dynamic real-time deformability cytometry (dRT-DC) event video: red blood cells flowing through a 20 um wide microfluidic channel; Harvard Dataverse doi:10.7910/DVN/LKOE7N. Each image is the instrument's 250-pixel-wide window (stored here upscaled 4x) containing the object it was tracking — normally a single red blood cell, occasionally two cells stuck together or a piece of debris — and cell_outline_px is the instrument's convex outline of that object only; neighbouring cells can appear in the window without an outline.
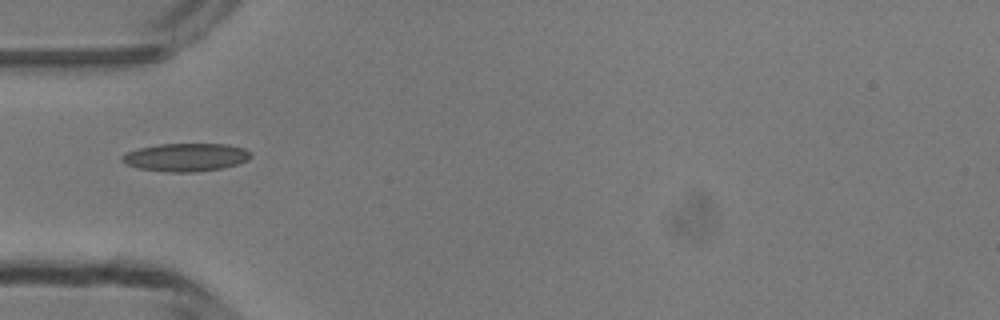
{"species": "common noctule bat (a hibernating species)", "species_latin": "Nyctalus noctula", "temperature_condition": "room temperature", "stored_images_in_passage": 34, "camera_frame_rate_fps": 3000, "um_per_image_px": 0.085, "animal": {"sex": "male", "body_mass_g": 13.3}, "frame": {"image": 1, "passage_image": 1, "time_ms": 0.0, "image_size_px": [1000, 320], "cell_outline_px": [[252, 156], [248, 160], [236, 164], [220, 168], [196, 172], [168, 172], [136, 168], [120, 160], [120, 156], [128, 152], [140, 148], [160, 144], [228, 144], [244, 148]], "centroid_in_image_um": [15.78, 13.37], "position_along_channel_um": 69.2, "area_um2": 20.92}}
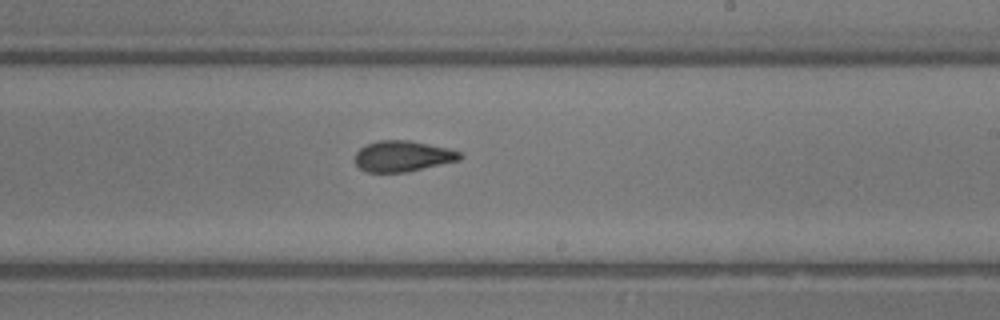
{"frame": {"image": 2, "passage_image": 14, "time_ms": 4.333, "image_size_px": [1000, 320], "cell_outline_px": [[464, 156], [460, 160], [408, 172], [364, 172], [356, 164], [356, 152], [360, 148], [368, 144], [380, 140], [408, 140], [448, 148], [460, 152]], "centroid_in_image_um": [34.25, 13.28], "position_along_channel_um": 254.8, "area_um2": 18.84}}
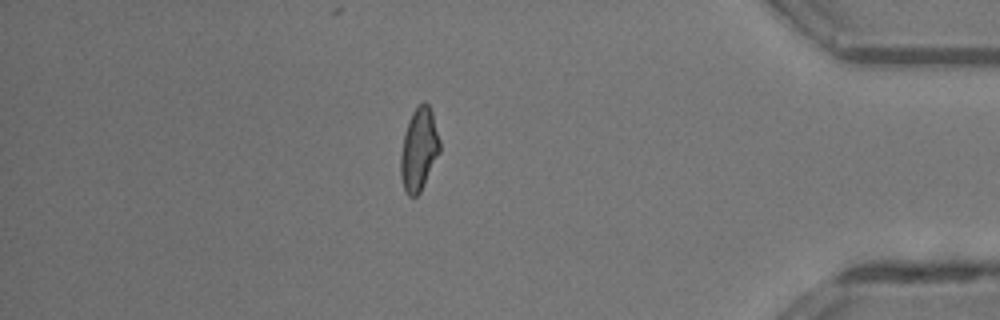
{"frame": {"image": 3, "passage_image": 27, "time_ms": 8.667, "image_size_px": [1000, 320], "cell_outline_px": [[440, 152], [420, 192], [416, 196], [408, 196], [404, 188], [400, 176], [400, 156], [404, 136], [408, 120], [412, 112], [424, 100], [428, 104], [432, 112], [440, 140]], "centroid_in_image_um": [35.61, 12.69], "position_along_channel_um": 399.6, "area_um2": 18.79}, "authors_computed_cell_mechanics": {"area_um2": 19.1029, "velocity_mm_per_s": 4.2641, "shape_relaxation_time_tau1_ms": 6.7622, "shape_relaxation_time_tau2_ms": 1.5394, "deformation_change_tau1": 0.1683, "deformation_change_tau2": 0.0833}}